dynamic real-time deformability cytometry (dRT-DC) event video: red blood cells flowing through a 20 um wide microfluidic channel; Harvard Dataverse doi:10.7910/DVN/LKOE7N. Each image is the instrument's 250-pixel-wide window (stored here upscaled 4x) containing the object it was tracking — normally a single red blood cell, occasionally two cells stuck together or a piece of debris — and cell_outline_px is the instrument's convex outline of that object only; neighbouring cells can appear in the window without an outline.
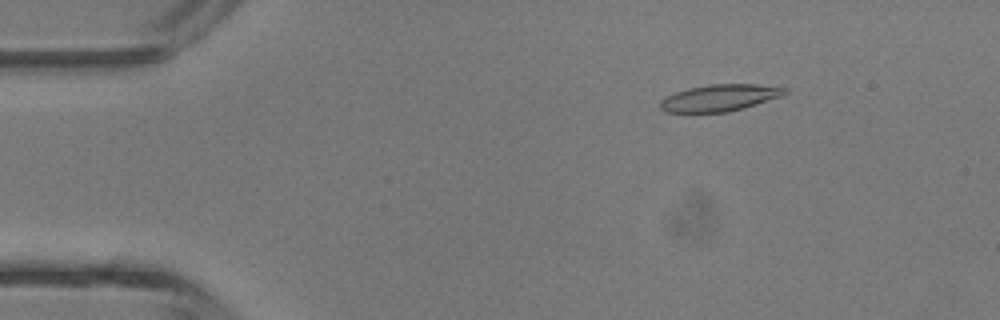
{"species": "common noctule bat (a hibernating species)", "species_latin": "Nyctalus noctula", "temperature_condition": "room temperature", "stored_images_in_passage": 41, "camera_frame_rate_fps": 3000, "um_per_image_px": 0.085, "animal": {"sex": "male", "body_mass_g": 13.3}, "frame": {"image": 1, "passage_image": 6, "time_ms": 1.667, "image_size_px": [1000, 320], "cell_outline_px": [[788, 92], [784, 96], [744, 108], [728, 112], [664, 112], [660, 108], [660, 100], [676, 92], [688, 88], [712, 84], [756, 84], [788, 88]], "centroid_in_image_um": [61.22, 8.31], "position_along_channel_um": 23.8, "area_um2": 19.48}}
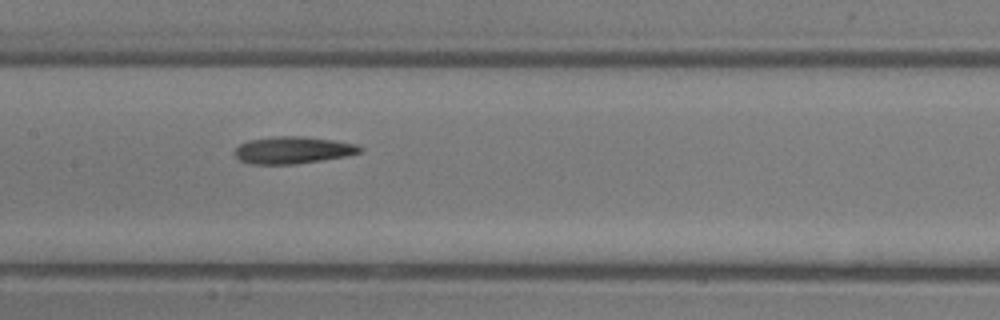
{"frame": {"image": 2, "passage_image": 20, "time_ms": 6.333, "image_size_px": [1000, 320], "cell_outline_px": [[364, 148], [360, 152], [344, 156], [296, 164], [252, 164], [240, 160], [232, 152], [240, 144], [248, 140], [276, 136], [304, 136], [336, 140], [356, 144]], "centroid_in_image_um": [24.88, 12.75], "position_along_channel_um": 182.5, "area_um2": 19.77}}
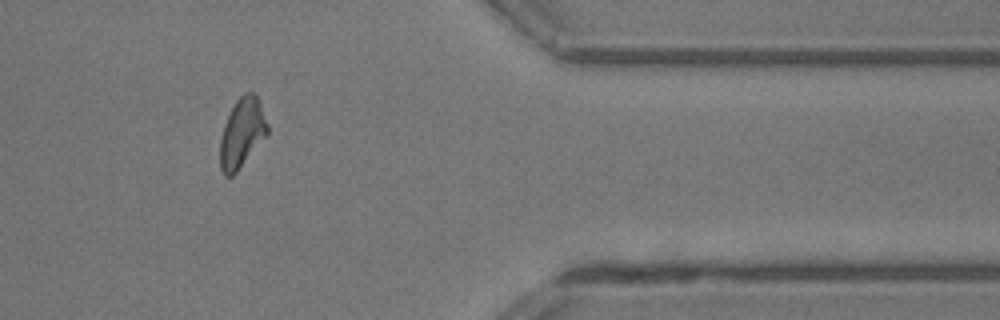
{"frame": {"image": 3, "passage_image": 34, "time_ms": 11.0, "image_size_px": [1000, 320], "cell_outline_px": [[268, 132], [236, 172], [232, 176], [224, 176], [220, 168], [220, 140], [224, 124], [236, 100], [244, 92], [252, 92], [260, 100], [268, 124]], "centroid_in_image_um": [20.56, 11.27], "position_along_channel_um": 390.8, "area_um2": 18.9}, "authors_computed_cell_mechanics": {"area_um2": 19.363, "velocity_mm_per_s": 4.9918, "shape_relaxation_time_tau1_ms": 7.9427, "shape_relaxation_time_tau2_ms": 3.7794, "deformation_change_tau1": 0.2311, "deformation_change_tau2": 0.1407}}